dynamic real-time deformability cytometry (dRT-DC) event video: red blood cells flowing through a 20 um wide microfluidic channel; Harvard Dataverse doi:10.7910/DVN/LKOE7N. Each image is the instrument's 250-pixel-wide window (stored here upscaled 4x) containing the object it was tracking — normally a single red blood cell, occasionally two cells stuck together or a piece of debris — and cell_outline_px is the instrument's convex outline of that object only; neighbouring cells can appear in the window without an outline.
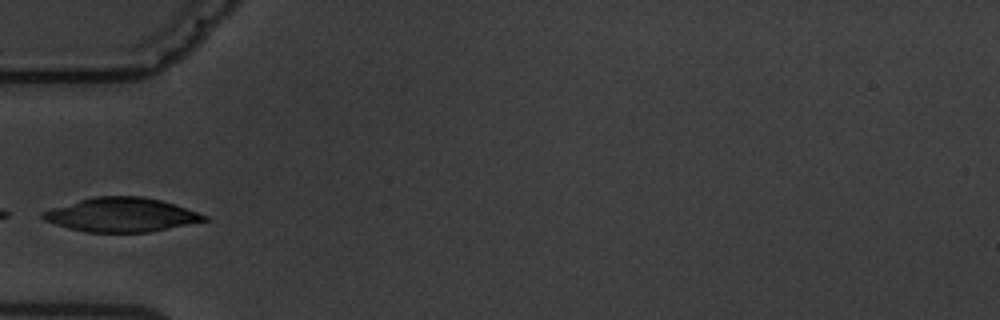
{"species": "common noctule bat (a hibernating species)", "species_latin": "Nyctalus noctula", "temperature_condition": "warm", "stored_images_in_passage": 3, "camera_frame_rate_fps": 3000, "um_per_image_px": 0.085, "animal": {"sex": "male", "body_mass_g": 19.5, "forearm_length_mm": 54.6}, "frame": {"image": 1, "passage_image": 3, "time_ms": 2.0, "image_size_px": [1000, 320], "cell_outline_px": [[212, 220], [152, 232], [84, 232], [68, 228], [44, 220], [40, 216], [40, 212], [52, 208], [80, 200], [96, 196], [140, 196], [160, 200], [176, 204], [208, 216]], "centroid_in_image_um": [10.37, 18.27], "position_along_channel_um": 74.6, "area_um2": 32.19}}